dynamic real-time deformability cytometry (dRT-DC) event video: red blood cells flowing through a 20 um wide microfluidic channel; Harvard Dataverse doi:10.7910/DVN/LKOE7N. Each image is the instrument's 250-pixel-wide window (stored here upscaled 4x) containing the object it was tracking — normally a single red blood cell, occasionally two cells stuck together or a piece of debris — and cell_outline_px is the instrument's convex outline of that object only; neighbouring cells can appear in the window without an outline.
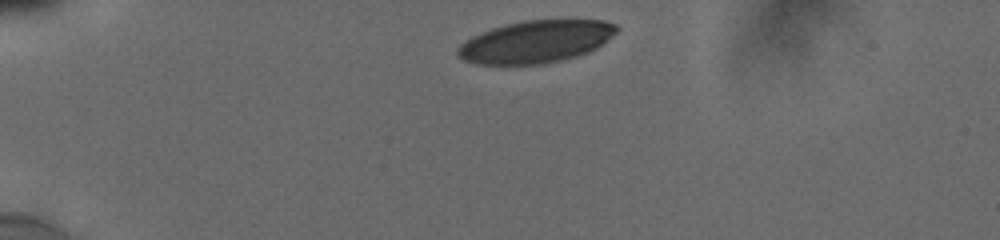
{"species": "human", "species_latin": "Homo sapiens", "temperature_condition": "cold", "stored_images_in_passage": 21, "camera_frame_rate_fps": 3000, "um_per_image_px": 0.085, "donor": {"sex": "male"}, "frame": {"image": 1, "passage_image": 1, "time_ms": 0.0, "image_size_px": [1000, 240], "cell_outline_px": [[620, 28], [612, 36], [596, 48], [588, 52], [576, 56], [544, 64], [476, 64], [464, 60], [456, 52], [456, 48], [460, 44], [472, 36], [492, 28], [524, 20], [604, 20], [616, 24]], "centroid_in_image_um": [45.55, 3.54], "position_along_channel_um": 39.5, "area_um2": 39.02}}
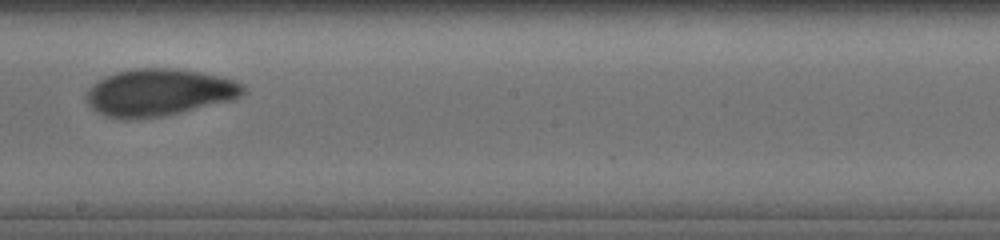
{"frame": {"image": 2, "passage_image": 13, "time_ms": 6.667, "image_size_px": [1000, 240], "cell_outline_px": [[248, 92], [240, 96], [228, 100], [180, 112], [160, 116], [128, 120], [124, 120], [104, 116], [96, 112], [88, 104], [84, 96], [88, 88], [96, 80], [104, 76], [116, 72], [132, 68], [176, 68], [200, 72], [220, 76], [236, 80], [244, 84]], "centroid_in_image_um": [13.46, 7.84], "position_along_channel_um": 234.7, "area_um2": 43.41}}
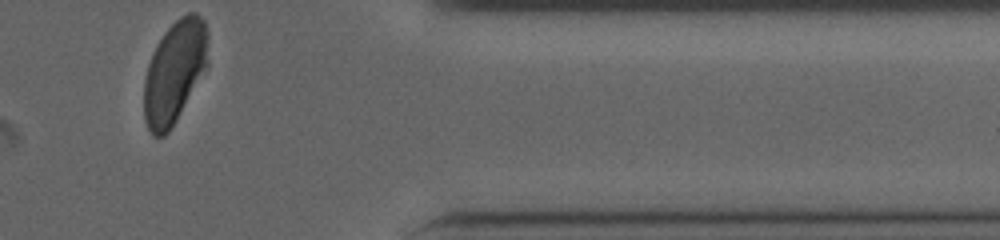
{"frame": {"image": 3, "passage_image": 21, "time_ms": 11.333, "image_size_px": [1000, 240], "cell_outline_px": [[208, 64], [176, 120], [168, 132], [164, 136], [152, 136], [144, 120], [144, 80], [148, 64], [152, 52], [156, 44], [164, 32], [180, 16], [188, 12], [196, 12], [204, 20], [208, 32]], "centroid_in_image_um": [14.83, 6.08], "position_along_channel_um": 396.6, "area_um2": 38.32}, "authors_computed_cell_mechanics": {"area_um2": 42.6564, "velocity_mm_per_s": 3.8194, "shape_relaxation_time_tau1_ms": 4.9016, "shape_relaxation_time_tau2_ms": 1.4822, "deformation_change_tau1": 0.1561, "deformation_change_tau2": 0.0621}}